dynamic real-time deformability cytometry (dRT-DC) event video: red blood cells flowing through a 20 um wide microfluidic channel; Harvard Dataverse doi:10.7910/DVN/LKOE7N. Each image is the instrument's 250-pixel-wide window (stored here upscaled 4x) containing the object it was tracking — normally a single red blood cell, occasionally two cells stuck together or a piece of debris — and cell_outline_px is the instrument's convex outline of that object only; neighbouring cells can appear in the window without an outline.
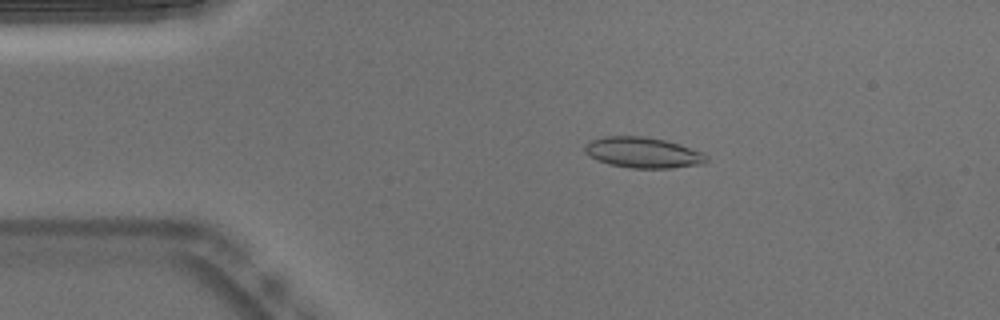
{"species": "Egyptian fruit bat (a non-hibernating species)", "species_latin": "Rousettus aegyptiacus", "temperature_condition": "warm", "stored_images_in_passage": 52, "camera_frame_rate_fps": 3000, "um_per_image_px": 0.085, "animal": {"sex": "male"}, "frame": {"image": 1, "passage_image": 9, "time_ms": 2.667, "image_size_px": [1000, 320], "cell_outline_px": [[708, 160], [704, 164], [672, 168], [632, 168], [608, 164], [596, 160], [588, 156], [584, 152], [584, 148], [588, 140], [604, 136], [644, 136], [664, 140], [680, 144], [700, 152], [708, 156]], "centroid_in_image_um": [54.61, 12.97], "position_along_channel_um": 30.4, "area_um2": 21.96}}
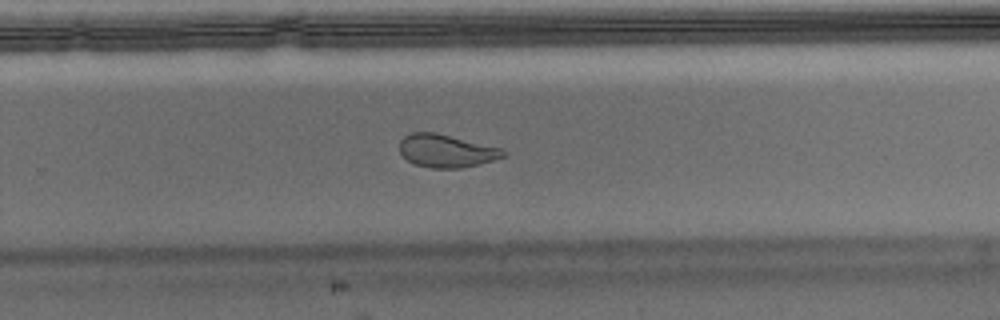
{"frame": {"image": 2, "passage_image": 33, "time_ms": 10.667, "image_size_px": [1000, 320], "cell_outline_px": [[508, 156], [496, 160], [480, 164], [460, 168], [432, 168], [416, 164], [408, 160], [400, 152], [400, 140], [404, 136], [412, 132], [436, 132], [504, 148], [508, 152]], "centroid_in_image_um": [38.02, 12.81], "position_along_channel_um": 291.8, "area_um2": 20.23}}
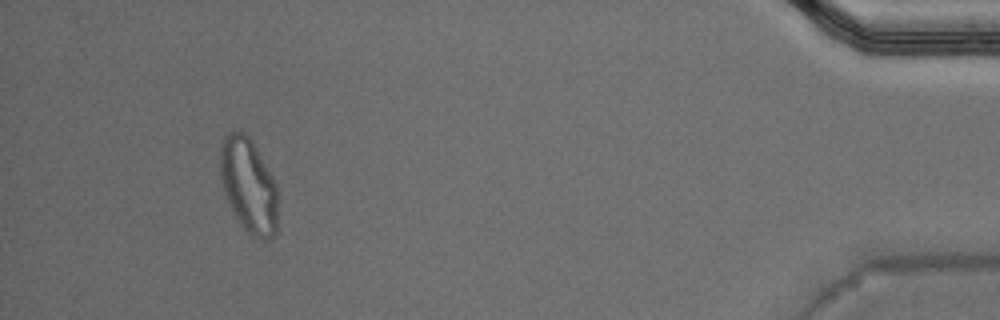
{"frame": {"image": 3, "passage_image": 48, "time_ms": 15.667, "image_size_px": [1000, 320], "cell_outline_px": [[276, 232], [268, 240], [264, 240], [252, 236], [240, 224], [224, 196], [220, 176], [220, 144], [224, 136], [232, 128], [244, 132], [252, 140], [276, 180]], "centroid_in_image_um": [21.1, 15.7], "position_along_channel_um": 414.1, "area_um2": 32.25}, "authors_computed_cell_mechanics": {"area_um2": 21.2415, "velocity_mm_per_s": 3.8163, "shape_relaxation_time_tau1_ms": null, "shape_relaxation_time_tau2_ms": 1.4556, "deformation_change_tau1": null, "deformation_change_tau2": 0.0718}}